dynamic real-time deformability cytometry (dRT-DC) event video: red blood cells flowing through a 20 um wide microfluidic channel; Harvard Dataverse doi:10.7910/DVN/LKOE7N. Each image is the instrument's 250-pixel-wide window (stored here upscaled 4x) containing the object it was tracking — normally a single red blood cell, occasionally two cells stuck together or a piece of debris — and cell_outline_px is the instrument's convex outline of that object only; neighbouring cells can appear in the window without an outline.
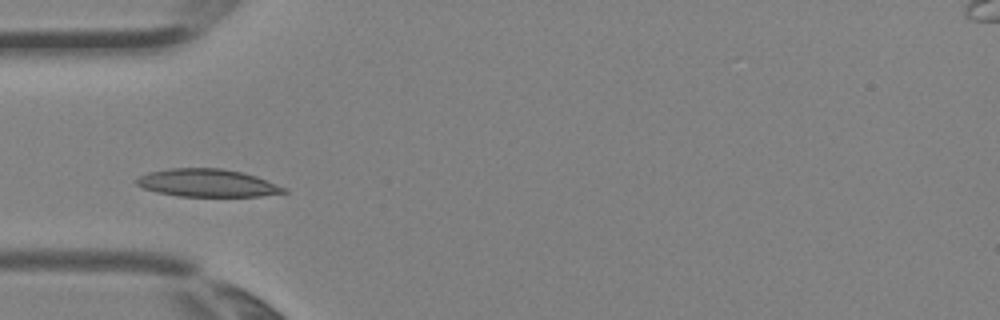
{"species": "Egyptian fruit bat (a non-hibernating species)", "species_latin": "Rousettus aegyptiacus", "temperature_condition": "room temperature", "stored_images_in_passage": 3, "camera_frame_rate_fps": 3000, "um_per_image_px": 0.085, "animal": {"sex": "female"}, "frame": {"image": 1, "passage_image": 3, "time_ms": 0.667, "image_size_px": [1000, 320], "cell_outline_px": [[288, 192], [260, 196], [180, 196], [156, 192], [144, 188], [136, 184], [136, 180], [140, 176], [148, 172], [168, 168], [220, 168], [244, 172], [256, 176], [288, 188]], "centroid_in_image_um": [17.65, 15.54], "position_along_channel_um": 67.4, "area_um2": 23.87}}